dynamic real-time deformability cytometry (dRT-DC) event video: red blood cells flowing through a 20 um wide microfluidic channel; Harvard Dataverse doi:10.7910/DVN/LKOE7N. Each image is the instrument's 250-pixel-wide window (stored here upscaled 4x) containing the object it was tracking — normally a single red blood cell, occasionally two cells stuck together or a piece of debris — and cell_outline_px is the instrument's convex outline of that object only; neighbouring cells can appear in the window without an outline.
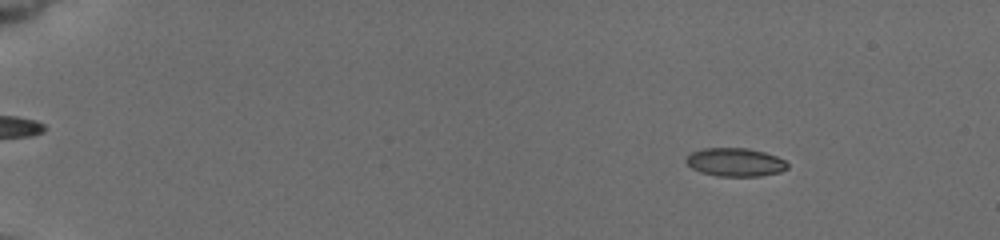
{"species": "common noctule bat (a hibernating species)", "species_latin": "Nyctalus noctula", "temperature_condition": "cold", "stored_images_in_passage": 56, "camera_frame_rate_fps": 3000, "um_per_image_px": 0.085, "animal": {"sex": "female", "body_mass_g": 19.5, "forearm_length_mm": 54.1}, "frame": {"image": 1, "passage_image": 8, "time_ms": 2.333, "image_size_px": [1000, 240], "cell_outline_px": [[788, 168], [780, 172], [760, 176], [716, 176], [700, 172], [692, 168], [684, 160], [692, 152], [704, 148], [748, 148], [764, 152], [776, 156], [784, 160], [788, 164]], "centroid_in_image_um": [62.5, 13.79], "position_along_channel_um": 22.5, "area_um2": 16.76}}
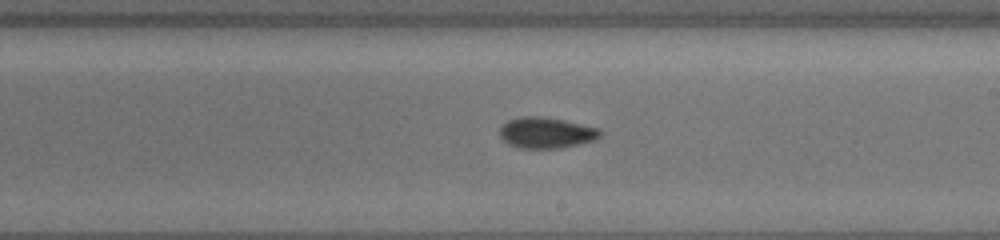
{"frame": {"image": 2, "passage_image": 35, "time_ms": 11.333, "image_size_px": [1000, 240], "cell_outline_px": [[600, 136], [592, 140], [580, 144], [560, 148], [520, 148], [508, 144], [500, 136], [500, 128], [508, 120], [520, 116], [544, 116], [564, 120], [600, 128]], "centroid_in_image_um": [46.42, 11.27], "position_along_channel_um": 242.6, "area_um2": 18.09}}
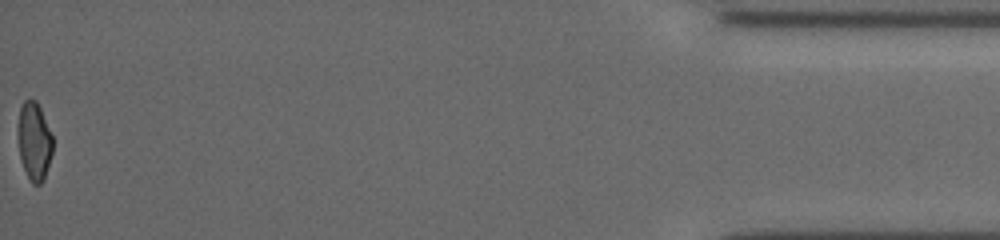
{"frame": {"image": 3, "passage_image": 56, "time_ms": 18.333, "image_size_px": [1000, 240], "cell_outline_px": [[52, 152], [44, 180], [40, 184], [32, 184], [24, 168], [20, 156], [16, 132], [16, 128], [20, 108], [24, 100], [36, 100], [40, 108], [52, 136]], "centroid_in_image_um": [2.88, 12.0], "position_along_channel_um": 432.3, "area_um2": 15.84}, "authors_computed_cell_mechanics": {"area_um2": 16.8776, "velocity_mm_per_s": 3.8495, "shape_relaxation_time_tau1_ms": 8.996, "shape_relaxation_time_tau2_ms": 4.2841, "deformation_change_tau1": 0.1582, "deformation_change_tau2": 0.0849}}